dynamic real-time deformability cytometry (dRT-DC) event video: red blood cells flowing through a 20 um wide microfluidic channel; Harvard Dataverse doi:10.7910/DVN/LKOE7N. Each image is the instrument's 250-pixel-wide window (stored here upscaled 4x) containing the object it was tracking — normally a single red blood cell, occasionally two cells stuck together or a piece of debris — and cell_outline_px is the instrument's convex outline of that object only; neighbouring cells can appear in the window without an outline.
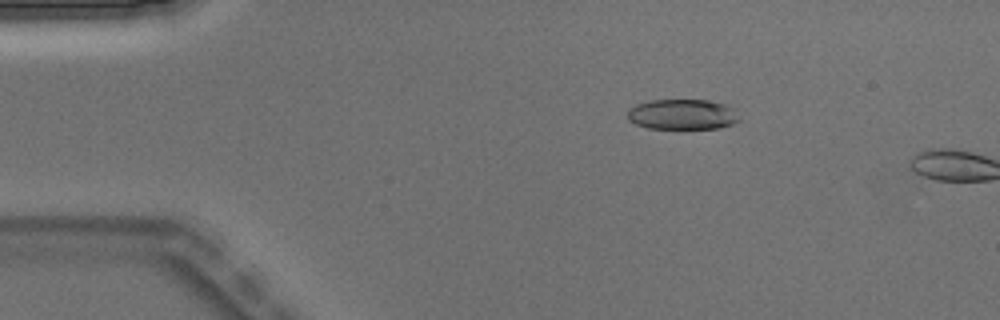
{"species": "Egyptian fruit bat (a non-hibernating species)", "species_latin": "Rousettus aegyptiacus", "temperature_condition": "warm", "stored_images_in_passage": 4, "camera_frame_rate_fps": 3000, "um_per_image_px": 0.085, "animal": {"sex": "male"}, "frame": {"image": 1, "passage_image": 3, "time_ms": 0.667, "image_size_px": [1000, 320], "cell_outline_px": [[740, 120], [732, 124], [720, 128], [648, 128], [636, 124], [628, 120], [628, 108], [636, 104], [648, 100], [708, 100], [724, 104], [736, 108]], "centroid_in_image_um": [58.02, 9.71], "position_along_channel_um": 27.0, "area_um2": 19.94}}